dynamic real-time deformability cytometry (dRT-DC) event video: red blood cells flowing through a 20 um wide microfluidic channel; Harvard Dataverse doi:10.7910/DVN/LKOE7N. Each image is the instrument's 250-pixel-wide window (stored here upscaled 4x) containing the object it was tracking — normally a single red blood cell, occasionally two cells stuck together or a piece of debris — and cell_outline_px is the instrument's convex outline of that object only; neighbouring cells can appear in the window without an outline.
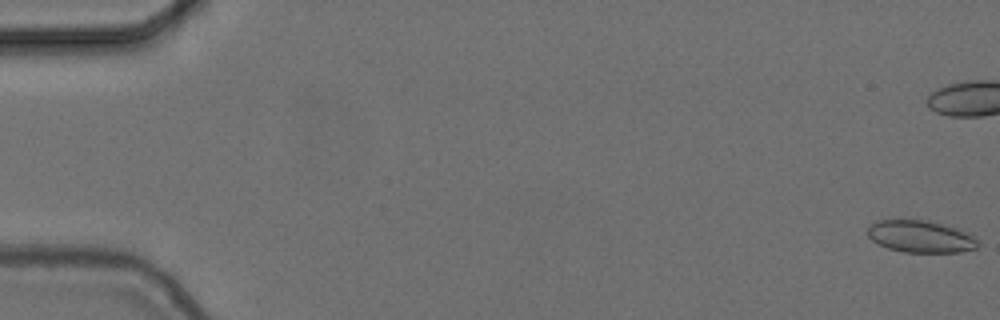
{"species": "common noctule bat (a hibernating species)", "species_latin": "Nyctalus noctula", "temperature_condition": "cold", "stored_images_in_passage": 57, "camera_frame_rate_fps": 3000, "um_per_image_px": 0.085, "animal": {"sex": "female", "body_mass_g": 24.6, "forearm_length_mm": 56.2}, "frame": {"image": 1, "passage_image": 1, "time_ms": 0.0, "image_size_px": [1000, 320], "cell_outline_px": [[980, 244], [976, 248], [960, 252], [904, 252], [888, 248], [872, 240], [868, 236], [868, 228], [876, 220], [928, 220], [956, 228], [972, 236]], "centroid_in_image_um": [78.24, 20.11], "position_along_channel_um": 6.8, "area_um2": 20.35}, "authors_computed_cell_mechanics": {"area_um2": 19.363, "velocity_mm_per_s": 3.7121, "shape_relaxation_time_tau1_ms": null, "shape_relaxation_time_tau2_ms": 1.1942, "deformation_change_tau1": null, "deformation_change_tau2": 0.0516}}